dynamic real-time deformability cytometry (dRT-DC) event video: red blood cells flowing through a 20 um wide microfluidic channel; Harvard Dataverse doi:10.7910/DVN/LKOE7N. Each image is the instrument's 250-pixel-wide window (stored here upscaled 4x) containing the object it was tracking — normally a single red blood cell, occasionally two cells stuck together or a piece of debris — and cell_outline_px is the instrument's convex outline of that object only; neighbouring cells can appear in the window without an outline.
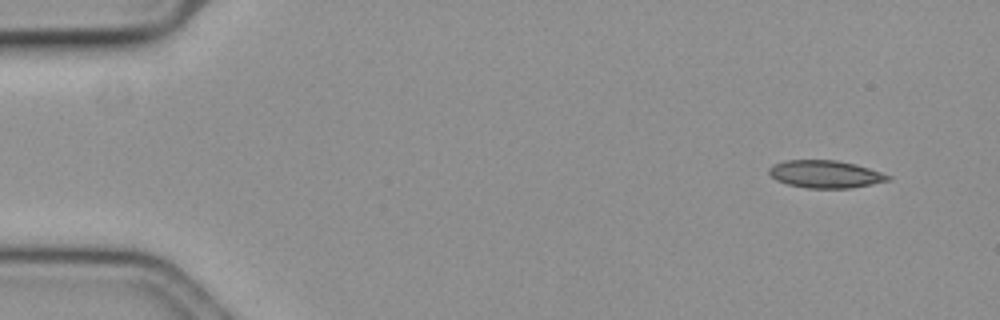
{"species": "common noctule bat (a hibernating species)", "species_latin": "Nyctalus noctula", "temperature_condition": "cold", "stored_images_in_passage": 42, "camera_frame_rate_fps": 3000, "um_per_image_px": 0.085, "animal": {"sex": "female", "body_mass_g": 19.3, "forearm_length_mm": 54.1}, "frame": {"image": 1, "passage_image": 1, "time_ms": 0.0, "image_size_px": [1000, 320], "cell_outline_px": [[892, 176], [888, 180], [848, 188], [808, 188], [788, 184], [776, 180], [768, 172], [768, 168], [772, 164], [784, 160], [836, 160], [868, 168]], "centroid_in_image_um": [70.07, 14.79], "position_along_channel_um": 14.9, "area_um2": 18.79}}
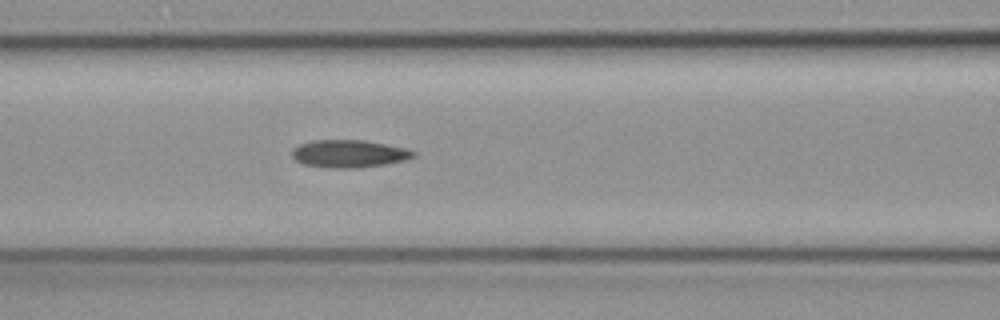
{"frame": {"image": 2, "passage_image": 21, "time_ms": 6.667, "image_size_px": [1000, 320], "cell_outline_px": [[416, 156], [408, 160], [360, 168], [328, 168], [300, 164], [292, 156], [292, 152], [300, 144], [312, 140], [364, 140], [404, 148], [416, 152]], "centroid_in_image_um": [29.67, 13.08], "position_along_channel_um": 136.9, "area_um2": 19.59}}
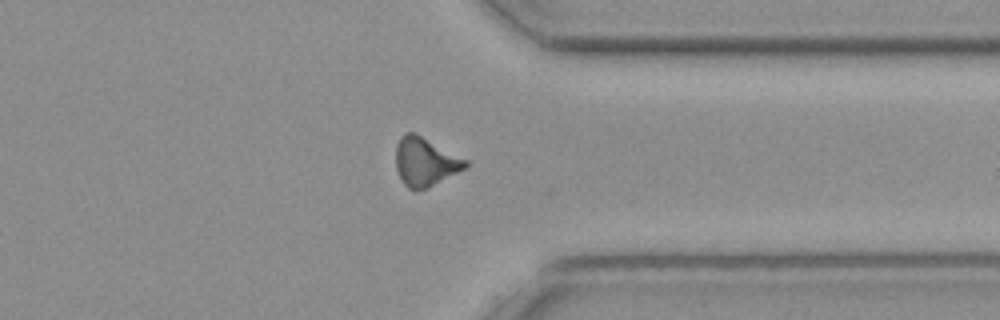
{"frame": {"image": 3, "passage_image": 41, "time_ms": 13.333, "image_size_px": [1000, 320], "cell_outline_px": [[468, 164], [464, 168], [428, 188], [408, 188], [404, 184], [396, 168], [396, 144], [400, 136], [408, 132], [416, 132], [468, 160]], "centroid_in_image_um": [36.13, 13.71], "position_along_channel_um": 375.3, "area_um2": 19.54}, "authors_computed_cell_mechanics": {"area_um2": 19.1318, "velocity_mm_per_s": 3.6303, "shape_relaxation_time_tau1_ms": 5.6621, "shape_relaxation_time_tau2_ms": 5.8208, "deformation_change_tau1": 0.1473, "deformation_change_tau2": 0.16}}